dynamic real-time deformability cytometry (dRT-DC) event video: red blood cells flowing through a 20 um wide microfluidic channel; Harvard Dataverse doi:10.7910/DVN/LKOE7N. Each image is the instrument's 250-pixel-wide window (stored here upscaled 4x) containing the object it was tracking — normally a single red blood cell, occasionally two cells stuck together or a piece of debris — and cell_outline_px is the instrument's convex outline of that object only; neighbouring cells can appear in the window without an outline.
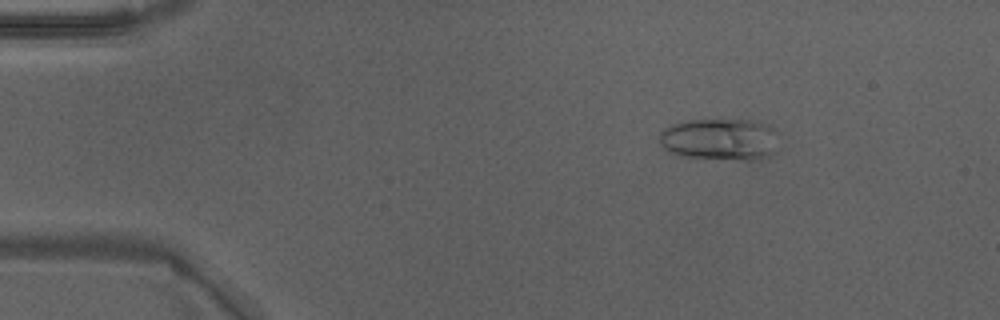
{"species": "Egyptian fruit bat (a non-hibernating species)", "species_latin": "Rousettus aegyptiacus", "temperature_condition": "warm", "stored_images_in_passage": 36, "camera_frame_rate_fps": 3000, "um_per_image_px": 0.085, "animal": {"sex": "male"}, "frame": {"image": 1, "passage_image": 2, "time_ms": 0.333, "image_size_px": [1000, 320], "cell_outline_px": [[772, 152], [768, 156], [756, 160], [744, 160], [684, 156], [668, 152], [660, 144], [660, 132], [664, 128], [672, 124], [688, 120], [752, 120], [768, 128]], "centroid_in_image_um": [61.0, 11.85], "position_along_channel_um": 24.0, "area_um2": 27.86}}
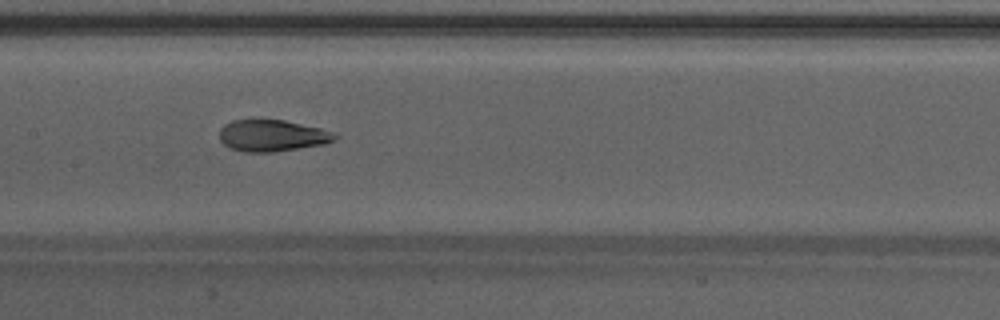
{"frame": {"image": 2, "passage_image": 19, "time_ms": 6.0, "image_size_px": [1000, 320], "cell_outline_px": [[340, 136], [324, 144], [272, 152], [244, 152], [228, 148], [220, 140], [220, 128], [224, 124], [232, 120], [252, 116], [260, 116], [284, 120], [320, 128], [332, 132]], "centroid_in_image_um": [23.05, 11.47], "position_along_channel_um": 184.4, "area_um2": 22.02}}
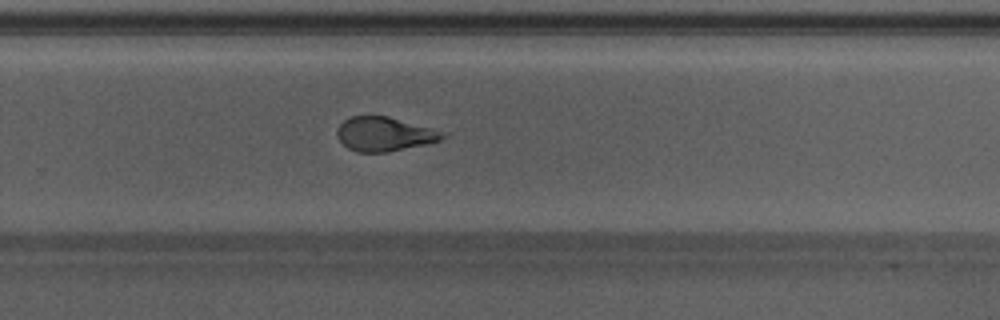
{"frame": {"image": 3, "passage_image": 27, "time_ms": 8.667, "image_size_px": [1000, 320], "cell_outline_px": [[448, 136], [440, 140], [424, 144], [388, 152], [356, 152], [348, 148], [336, 136], [336, 128], [348, 116], [388, 116], [448, 132]], "centroid_in_image_um": [32.68, 11.39], "position_along_channel_um": 297.1, "area_um2": 21.15}, "authors_computed_cell_mechanics": {"area_um2": 22.0507, "velocity_mm_per_s": 4.254, "shape_relaxation_time_tau1_ms": 9.5569, "shape_relaxation_time_tau2_ms": 1.2067, "deformation_change_tau1": 0.288, "deformation_change_tau2": 0.0866}}